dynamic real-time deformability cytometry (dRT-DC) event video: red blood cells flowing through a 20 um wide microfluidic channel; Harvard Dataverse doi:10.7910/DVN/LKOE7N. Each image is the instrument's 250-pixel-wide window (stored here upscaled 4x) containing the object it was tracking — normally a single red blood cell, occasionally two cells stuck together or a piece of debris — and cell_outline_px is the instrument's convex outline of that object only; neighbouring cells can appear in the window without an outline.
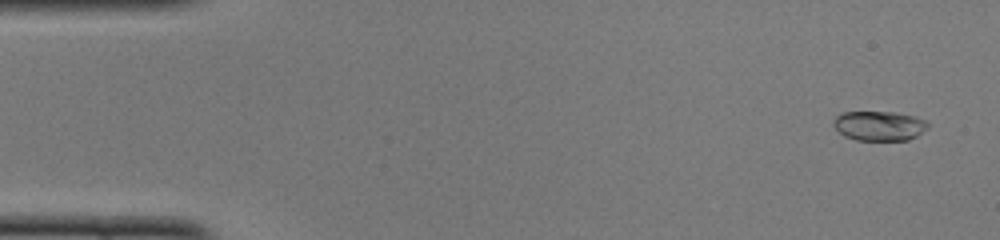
{"species": "common noctule bat (a hibernating species)", "species_latin": "Nyctalus noctula", "temperature_condition": "cold", "stored_images_in_passage": 52, "camera_frame_rate_fps": 3000, "um_per_image_px": 0.085, "animal": {"sex": "female", "body_mass_g": 22.0, "forearm_length_mm": 56.7}, "frame": {"image": 1, "passage_image": 3, "time_ms": 0.667, "image_size_px": [1000, 240], "cell_outline_px": [[928, 128], [916, 136], [908, 140], [856, 140], [844, 136], [832, 124], [832, 120], [840, 112], [892, 112], [912, 116], [924, 120], [928, 124]], "centroid_in_image_um": [74.69, 10.69], "position_along_channel_um": 10.3, "area_um2": 16.24}}
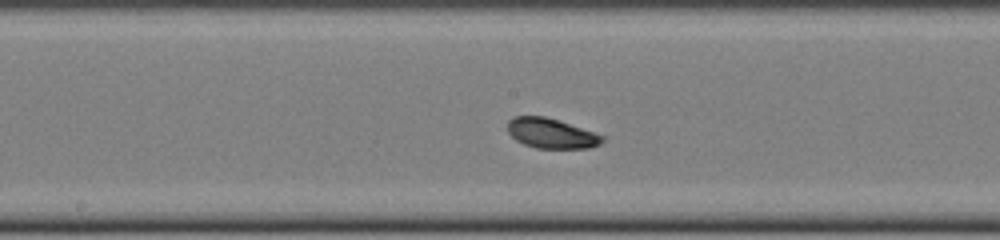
{"frame": {"image": 2, "passage_image": 27, "time_ms": 8.667, "image_size_px": [1000, 240], "cell_outline_px": [[604, 140], [600, 144], [592, 148], [536, 148], [524, 144], [516, 140], [508, 132], [508, 120], [512, 116], [544, 116], [604, 136]], "centroid_in_image_um": [46.83, 11.34], "position_along_channel_um": 201.4, "area_um2": 16.3}}
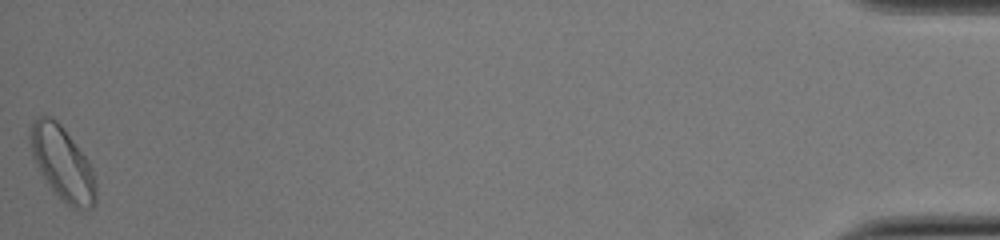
{"frame": {"image": 3, "passage_image": 52, "time_ms": 17.0, "image_size_px": [1000, 240], "cell_outline_px": [[96, 204], [92, 208], [80, 212], [72, 208], [52, 192], [36, 164], [32, 156], [28, 136], [32, 124], [40, 116], [52, 116], [60, 124], [84, 156], [92, 168], [96, 188]], "centroid_in_image_um": [5.3, 13.95], "position_along_channel_um": 429.9, "area_um2": 28.15}, "authors_computed_cell_mechanics": {"area_um2": 16.7331, "velocity_mm_per_s": 3.8553, "shape_relaxation_time_tau1_ms": 2.8156, "shape_relaxation_time_tau2_ms": 1.7349, "deformation_change_tau1": 0.0669, "deformation_change_tau2": 0.0595}}